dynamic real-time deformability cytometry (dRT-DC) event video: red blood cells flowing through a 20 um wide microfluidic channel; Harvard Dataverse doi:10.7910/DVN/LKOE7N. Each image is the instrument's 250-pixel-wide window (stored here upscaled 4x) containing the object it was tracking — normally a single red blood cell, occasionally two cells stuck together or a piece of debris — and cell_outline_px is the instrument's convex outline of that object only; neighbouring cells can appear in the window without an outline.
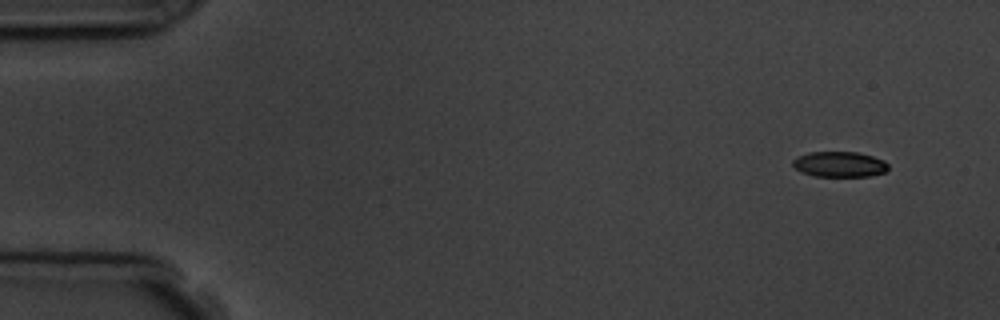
{"species": "common noctule bat (a hibernating species)", "species_latin": "Nyctalus noctula", "temperature_condition": "room temperature", "stored_images_in_passage": 5, "camera_frame_rate_fps": 3000, "um_per_image_px": 0.085, "animal": {"sex": "male", "body_mass_g": 19.5, "forearm_length_mm": 54.6}, "frame": {"image": 1, "passage_image": 1, "time_ms": 0.0, "image_size_px": [1000, 320], "cell_outline_px": [[888, 168], [884, 172], [868, 176], [816, 176], [800, 172], [792, 164], [792, 160], [796, 156], [808, 152], [856, 152], [872, 156], [884, 160], [888, 164]], "centroid_in_image_um": [71.32, 13.95], "position_along_channel_um": 13.7, "area_um2": 14.16}}
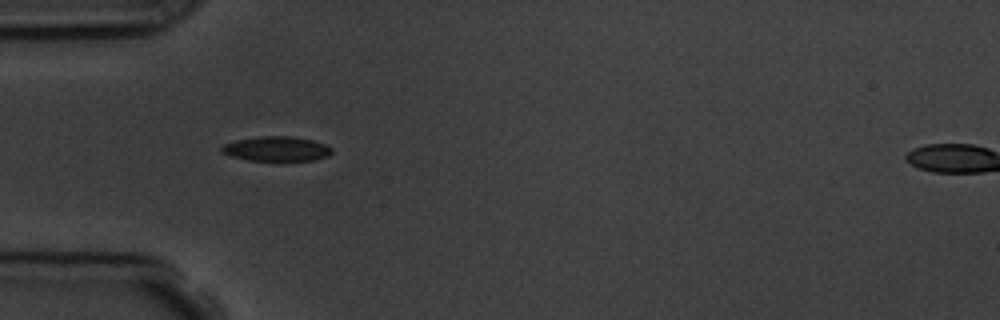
{"frame": {"image": 2, "passage_image": 4, "time_ms": 4.333, "image_size_px": [1000, 320], "cell_outline_px": [[332, 152], [328, 156], [316, 160], [248, 160], [232, 156], [220, 152], [220, 148], [224, 144], [236, 140], [260, 136], [292, 136], [312, 140], [324, 144], [332, 148]], "centroid_in_image_um": [23.5, 12.64], "position_along_channel_um": 61.5, "area_um2": 15.78}}